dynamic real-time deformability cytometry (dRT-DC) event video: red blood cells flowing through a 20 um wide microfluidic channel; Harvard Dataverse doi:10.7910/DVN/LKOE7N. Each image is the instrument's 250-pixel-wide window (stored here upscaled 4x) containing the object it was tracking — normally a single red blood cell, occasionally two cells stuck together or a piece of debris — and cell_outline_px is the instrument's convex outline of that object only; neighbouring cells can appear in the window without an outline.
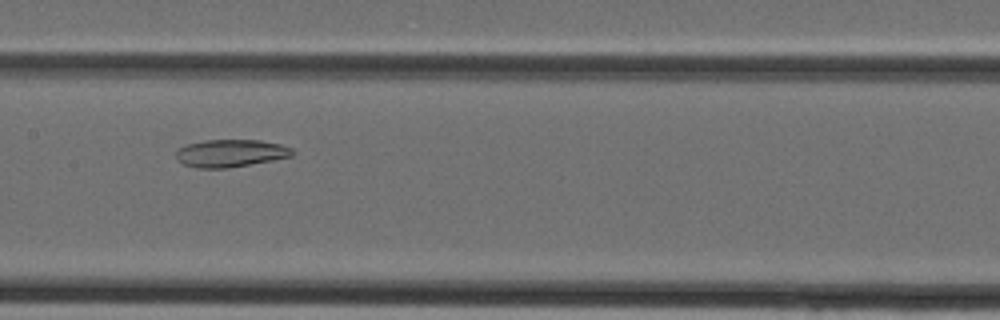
{"species": "Egyptian fruit bat (a non-hibernating species)", "species_latin": "Rousettus aegyptiacus", "temperature_condition": "cold", "stored_images_in_passage": 28, "camera_frame_rate_fps": 3000, "um_per_image_px": 0.085, "animal": {"sex": "female"}, "frame": {"image": 1, "passage_image": 8, "time_ms": 2.333, "image_size_px": [1000, 320], "cell_outline_px": [[296, 152], [292, 156], [272, 160], [228, 168], [196, 168], [184, 164], [176, 156], [176, 152], [180, 148], [188, 144], [204, 140], [260, 140], [280, 144], [292, 148]], "centroid_in_image_um": [19.64, 13.02], "position_along_channel_um": 187.8, "area_um2": 18.55}}
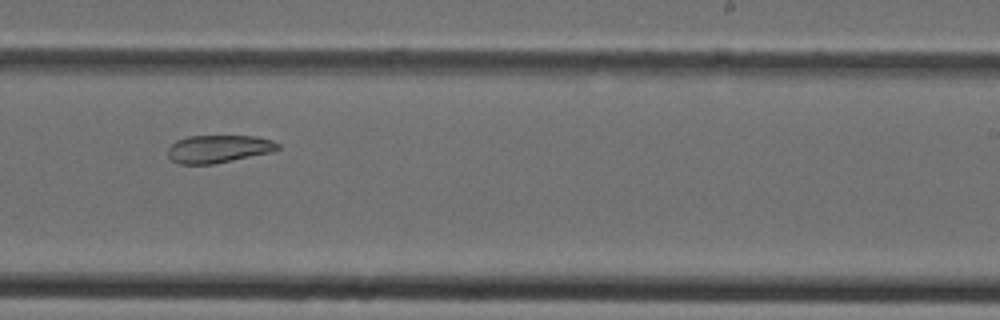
{"frame": {"image": 2, "passage_image": 13, "time_ms": 4.0, "image_size_px": [1000, 320], "cell_outline_px": [[280, 148], [272, 152], [212, 164], [180, 164], [172, 160], [168, 156], [168, 148], [176, 140], [188, 136], [256, 136], [272, 140], [280, 144]], "centroid_in_image_um": [18.58, 12.65], "position_along_channel_um": 270.4, "area_um2": 17.74}}
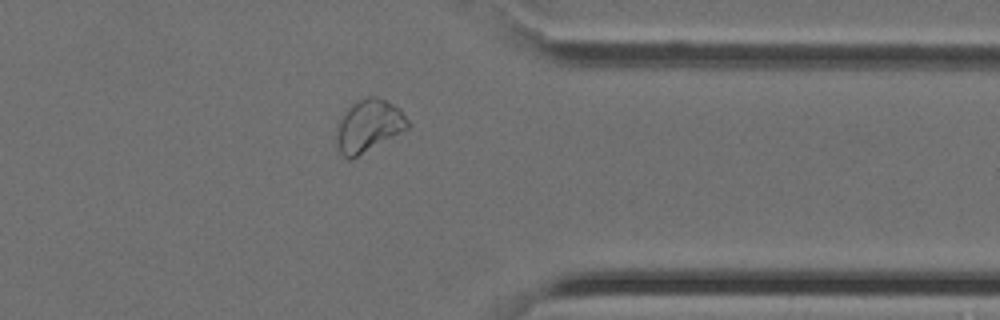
{"frame": {"image": 3, "passage_image": 20, "time_ms": 6.333, "image_size_px": [1000, 320], "cell_outline_px": [[408, 128], [356, 156], [348, 160], [340, 152], [336, 140], [336, 128], [344, 112], [356, 100], [368, 96], [376, 96], [400, 108], [408, 120]], "centroid_in_image_um": [31.31, 10.66], "position_along_channel_um": 380.1, "area_um2": 21.27}}